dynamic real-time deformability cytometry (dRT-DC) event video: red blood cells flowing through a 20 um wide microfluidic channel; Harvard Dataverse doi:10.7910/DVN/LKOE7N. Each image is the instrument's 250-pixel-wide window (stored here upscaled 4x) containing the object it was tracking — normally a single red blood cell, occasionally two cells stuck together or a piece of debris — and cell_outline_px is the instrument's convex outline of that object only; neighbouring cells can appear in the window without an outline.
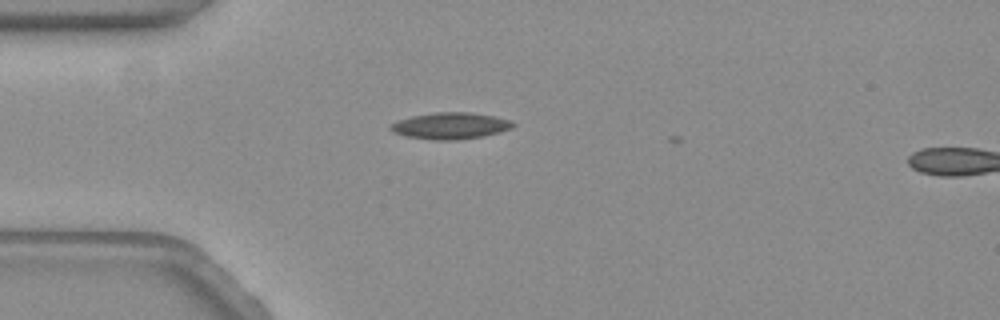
{"species": "common noctule bat (a hibernating species)", "species_latin": "Nyctalus noctula", "temperature_condition": "warm", "stored_images_in_passage": 6, "camera_frame_rate_fps": 3000, "um_per_image_px": 0.085, "animal": {"sex": "female", "body_mass_g": 19.3, "forearm_length_mm": 54.1}, "frame": {"image": 1, "passage_image": 3, "time_ms": 0.667, "image_size_px": [1000, 320], "cell_outline_px": [[516, 124], [512, 128], [500, 132], [484, 136], [456, 140], [432, 140], [404, 136], [392, 132], [388, 128], [388, 124], [396, 120], [412, 116], [436, 112], [468, 112], [496, 116], [512, 120]], "centroid_in_image_um": [38.26, 10.69], "position_along_channel_um": 46.7, "area_um2": 19.31}}